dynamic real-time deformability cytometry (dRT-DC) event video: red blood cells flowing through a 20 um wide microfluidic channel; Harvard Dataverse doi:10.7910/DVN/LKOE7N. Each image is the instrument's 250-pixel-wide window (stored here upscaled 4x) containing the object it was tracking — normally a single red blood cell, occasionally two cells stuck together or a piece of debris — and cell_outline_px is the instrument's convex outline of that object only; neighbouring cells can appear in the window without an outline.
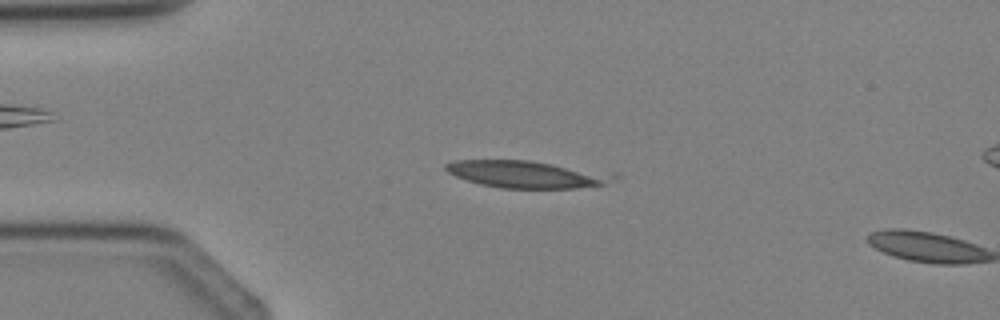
{"species": "Egyptian fruit bat (a non-hibernating species)", "species_latin": "Rousettus aegyptiacus", "temperature_condition": "cold", "stored_images_in_passage": 2, "camera_frame_rate_fps": 3000, "um_per_image_px": 0.085, "animal": {"sex": "female"}, "frame": {"image": 1, "passage_image": 1, "time_ms": 0.0, "image_size_px": [1000, 320], "cell_outline_px": [[620, 176], [616, 180], [604, 184], [576, 188], [500, 188], [480, 184], [456, 176], [448, 172], [444, 168], [444, 164], [456, 160], [528, 160], [616, 172]], "centroid_in_image_um": [44.89, 14.8], "position_along_channel_um": 40.1, "area_um2": 26.99}}